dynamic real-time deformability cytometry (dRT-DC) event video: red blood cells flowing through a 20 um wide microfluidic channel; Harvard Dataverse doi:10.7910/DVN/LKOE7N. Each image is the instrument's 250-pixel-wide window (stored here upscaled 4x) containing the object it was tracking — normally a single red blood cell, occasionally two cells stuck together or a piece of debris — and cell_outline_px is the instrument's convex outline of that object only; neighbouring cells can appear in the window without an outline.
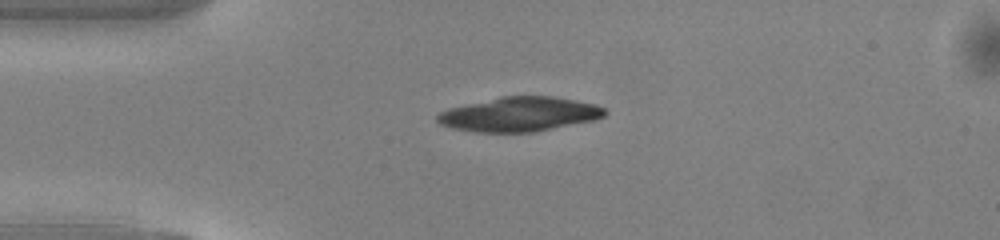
{"species": "common noctule bat (a hibernating species)", "species_latin": "Nyctalus noctula", "temperature_condition": "warm", "stored_images_in_passage": 38, "camera_frame_rate_fps": 3000, "um_per_image_px": 0.085, "animal": {"sex": "male", "body_mass_g": 13.0, "forearm_length_mm": 53.1}, "frame": {"image": 1, "passage_image": 1, "time_ms": 0.0, "image_size_px": [1000, 240], "cell_outline_px": [[608, 112], [604, 116], [596, 120], [532, 132], [476, 132], [452, 128], [440, 124], [436, 120], [436, 116], [440, 112], [448, 108], [500, 96], [552, 96], [576, 100], [596, 104], [604, 108]], "centroid_in_image_um": [44.16, 9.71], "position_along_channel_um": 40.8, "area_um2": 33.7}}